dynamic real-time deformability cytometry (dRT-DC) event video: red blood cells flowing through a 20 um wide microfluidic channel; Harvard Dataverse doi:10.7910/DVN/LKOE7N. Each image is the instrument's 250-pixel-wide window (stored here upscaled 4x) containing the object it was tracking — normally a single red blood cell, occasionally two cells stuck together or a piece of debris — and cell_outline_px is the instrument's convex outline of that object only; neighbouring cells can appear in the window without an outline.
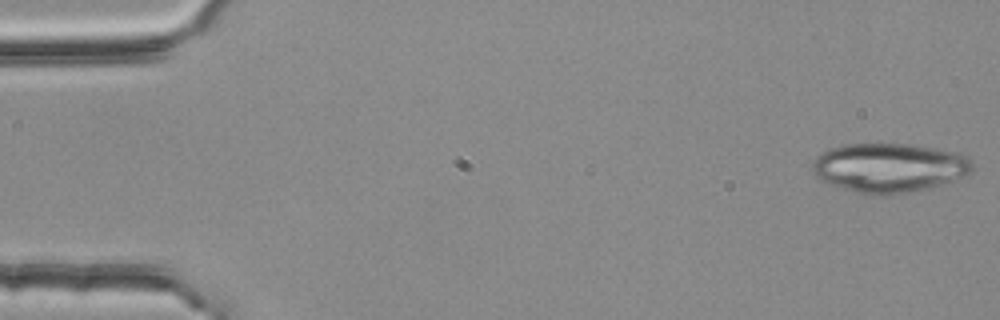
{"species": "common noctule bat (a hibernating species)", "species_latin": "Nyctalus noctula", "temperature_condition": "room temperature", "stored_images_in_passage": 3, "camera_frame_rate_fps": 3000, "um_per_image_px": 0.085, "animal": {"sex": "female", "body_mass_g": 25.1}, "frame": {"image": 1, "passage_image": 1, "time_ms": 0.0, "image_size_px": [1000, 320], "cell_outline_px": [[972, 168], [968, 172], [960, 176], [940, 184], [928, 188], [888, 196], [872, 196], [856, 192], [828, 184], [820, 180], [816, 176], [812, 168], [812, 164], [816, 156], [832, 148], [844, 144], [912, 144], [956, 152], [972, 160]], "centroid_in_image_um": [75.52, 14.26], "position_along_channel_um": 9.5, "area_um2": 45.66}}